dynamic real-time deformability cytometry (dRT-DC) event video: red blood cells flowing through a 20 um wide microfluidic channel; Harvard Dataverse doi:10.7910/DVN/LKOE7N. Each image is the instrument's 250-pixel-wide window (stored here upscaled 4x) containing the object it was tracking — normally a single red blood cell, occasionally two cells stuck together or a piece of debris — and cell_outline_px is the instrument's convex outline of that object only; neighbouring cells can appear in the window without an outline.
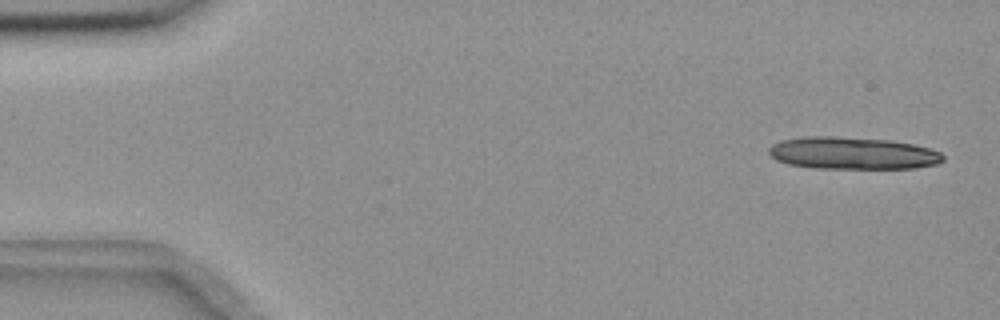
{"species": "common noctule bat (a hibernating species)", "species_latin": "Nyctalus noctula", "temperature_condition": "room temperature", "stored_images_in_passage": 14, "camera_frame_rate_fps": 3000, "um_per_image_px": 0.085, "animal": {"sex": "female", "body_mass_g": 18.4}, "frame": {"image": 1, "passage_image": 2, "time_ms": 0.333, "image_size_px": [1000, 320], "cell_outline_px": [[944, 160], [936, 164], [916, 168], [812, 168], [788, 164], [776, 160], [768, 152], [768, 148], [772, 144], [780, 140], [800, 136], [828, 136], [888, 140], [912, 144], [928, 148], [940, 152], [944, 156]], "centroid_in_image_um": [72.42, 13.02], "position_along_channel_um": 12.6, "area_um2": 32.77}}